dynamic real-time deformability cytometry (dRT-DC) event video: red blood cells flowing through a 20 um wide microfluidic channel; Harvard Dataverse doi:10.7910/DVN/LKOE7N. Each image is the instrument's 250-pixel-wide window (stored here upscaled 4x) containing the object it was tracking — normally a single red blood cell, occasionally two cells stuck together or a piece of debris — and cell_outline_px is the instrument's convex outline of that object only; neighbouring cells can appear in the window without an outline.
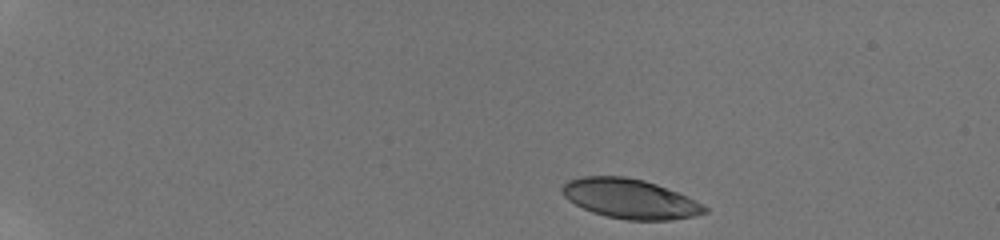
{"species": "human", "species_latin": "Homo sapiens", "temperature_condition": "room temperature", "stored_images_in_passage": 39, "camera_frame_rate_fps": 3000, "um_per_image_px": 0.085, "donor": {"sex": "male"}, "frame": {"image": 1, "passage_image": 1, "time_ms": 0.0, "image_size_px": [1000, 240], "cell_outline_px": [[708, 212], [692, 216], [672, 220], [628, 220], [608, 216], [592, 212], [568, 200], [564, 196], [560, 188], [568, 180], [584, 176], [624, 176], [644, 180], [656, 184], [688, 196], [704, 204], [708, 208]], "centroid_in_image_um": [53.57, 16.89], "position_along_channel_um": 31.4, "area_um2": 32.83}}
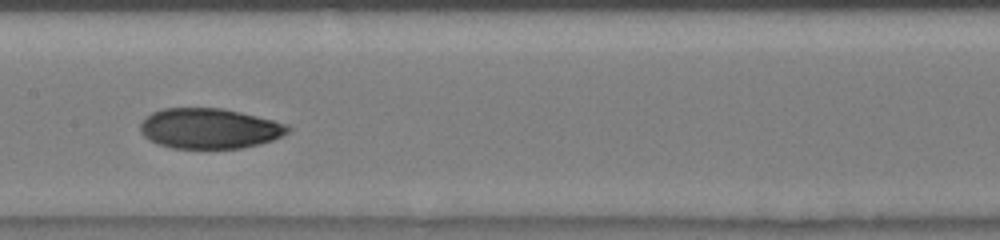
{"frame": {"image": 2, "passage_image": 17, "time_ms": 7.0, "image_size_px": [1000, 240], "cell_outline_px": [[292, 128], [288, 132], [272, 140], [260, 144], [240, 148], [172, 148], [156, 144], [148, 140], [140, 132], [140, 124], [144, 116], [160, 108], [224, 108], [288, 124]], "centroid_in_image_um": [17.75, 10.91], "position_along_channel_um": 189.6, "area_um2": 34.91}}
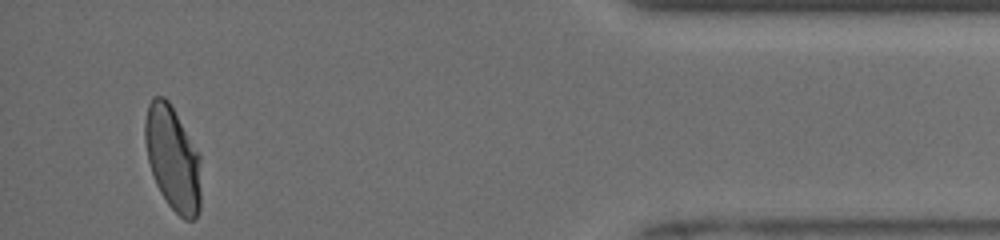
{"frame": {"image": 3, "passage_image": 36, "time_ms": 14.0, "image_size_px": [1000, 240], "cell_outline_px": [[200, 208], [196, 216], [192, 220], [184, 220], [168, 204], [160, 192], [156, 184], [148, 160], [144, 140], [144, 120], [148, 104], [152, 96], [164, 96], [168, 100], [200, 156]], "centroid_in_image_um": [14.66, 13.46], "position_along_channel_um": 420.5, "area_um2": 33.93}, "authors_computed_cell_mechanics": {"area_um2": 34.391, "velocity_mm_per_s": 3.9442, "shape_relaxation_time_tau1_ms": 8.1648, "shape_relaxation_time_tau2_ms": 1.3933, "deformation_change_tau1": 0.2363, "deformation_change_tau2": 0.0547}}